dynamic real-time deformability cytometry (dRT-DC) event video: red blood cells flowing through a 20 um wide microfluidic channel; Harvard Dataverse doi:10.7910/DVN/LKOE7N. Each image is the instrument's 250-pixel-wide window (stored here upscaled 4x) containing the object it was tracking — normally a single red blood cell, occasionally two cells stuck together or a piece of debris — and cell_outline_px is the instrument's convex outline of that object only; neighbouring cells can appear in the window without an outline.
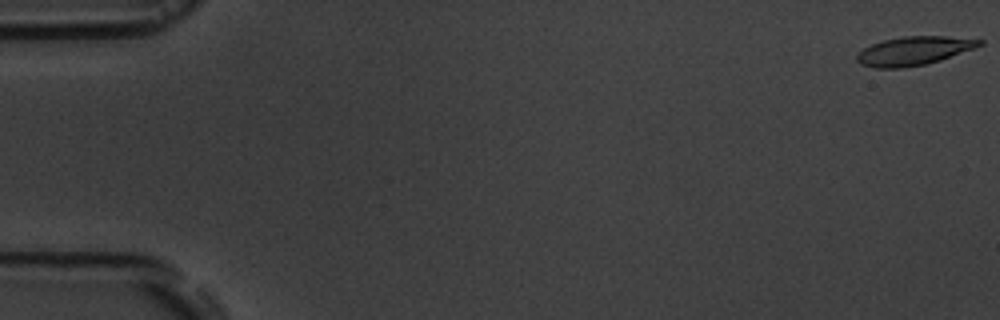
{"species": "common noctule bat (a hibernating species)", "species_latin": "Nyctalus noctula", "temperature_condition": "room temperature", "stored_images_in_passage": 7, "camera_frame_rate_fps": 3000, "um_per_image_px": 0.085, "animal": {"sex": "male", "body_mass_g": 19.5, "forearm_length_mm": 54.6}, "frame": {"image": 1, "passage_image": 1, "time_ms": 0.0, "image_size_px": [1000, 320], "cell_outline_px": [[984, 44], [976, 48], [940, 60], [924, 64], [904, 68], [876, 68], [860, 64], [856, 60], [856, 56], [864, 48], [872, 44], [884, 40], [904, 36], [944, 36], [984, 40]], "centroid_in_image_um": [77.69, 4.32], "position_along_channel_um": 7.3, "area_um2": 20.4}}
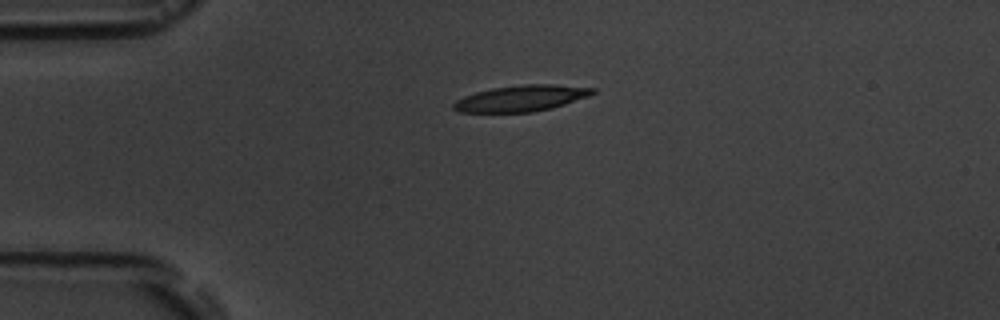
{"frame": {"image": 2, "passage_image": 5, "time_ms": 4.333, "image_size_px": [1000, 320], "cell_outline_px": [[596, 92], [588, 96], [552, 108], [532, 112], [456, 112], [452, 108], [452, 104], [456, 100], [464, 96], [476, 92], [492, 88], [524, 84], [552, 84], [596, 88]], "centroid_in_image_um": [44.28, 8.35], "position_along_channel_um": 40.7, "area_um2": 21.15}}
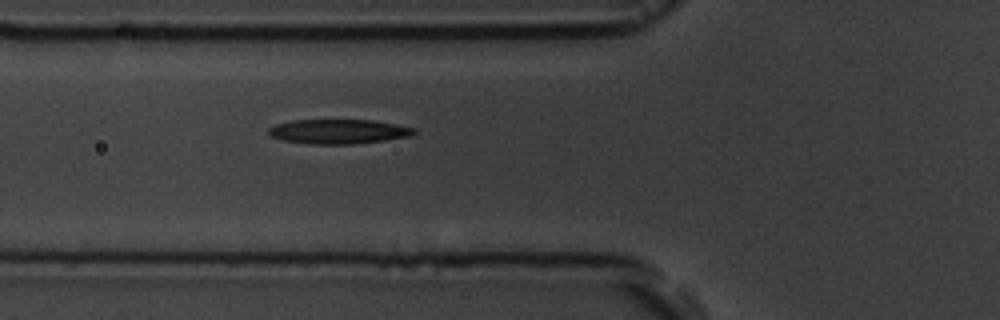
{"frame": {"image": 3, "passage_image": 7, "time_ms": 6.667, "image_size_px": [1000, 320], "cell_outline_px": [[416, 132], [408, 136], [384, 140], [352, 144], [308, 144], [280, 140], [272, 136], [268, 132], [268, 128], [276, 124], [292, 120], [376, 120], [416, 128]], "centroid_in_image_um": [28.75, 11.17], "position_along_channel_um": 97.1, "area_um2": 20.81}}